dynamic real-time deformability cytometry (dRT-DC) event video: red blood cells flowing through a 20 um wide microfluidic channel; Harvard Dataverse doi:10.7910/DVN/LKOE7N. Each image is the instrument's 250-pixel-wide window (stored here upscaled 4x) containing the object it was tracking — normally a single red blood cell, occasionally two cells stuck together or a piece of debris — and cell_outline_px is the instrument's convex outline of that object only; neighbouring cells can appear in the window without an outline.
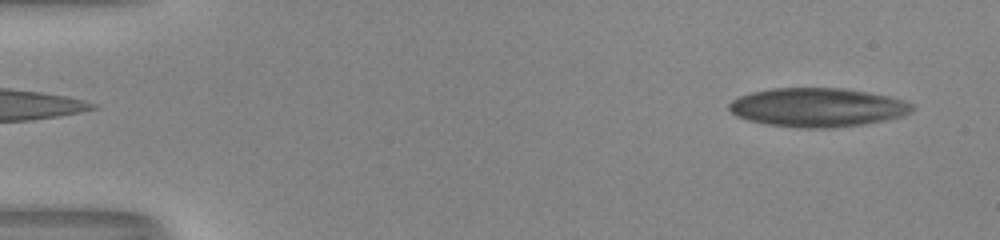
{"species": "human", "species_latin": "Homo sapiens", "temperature_condition": "room temperature", "stored_images_in_passage": 52, "camera_frame_rate_fps": 3000, "um_per_image_px": 0.085, "donor": {"sex": "male"}, "frame": {"image": 1, "passage_image": 3, "time_ms": 0.667, "image_size_px": [1000, 240], "cell_outline_px": [[916, 108], [912, 112], [900, 116], [884, 120], [860, 124], [828, 128], [800, 128], [768, 124], [748, 120], [736, 116], [728, 108], [728, 104], [732, 100], [740, 96], [752, 92], [772, 88], [840, 88], [888, 96], [904, 100], [912, 104]], "centroid_in_image_um": [69.47, 9.13], "position_along_channel_um": 15.5, "area_um2": 41.15}}
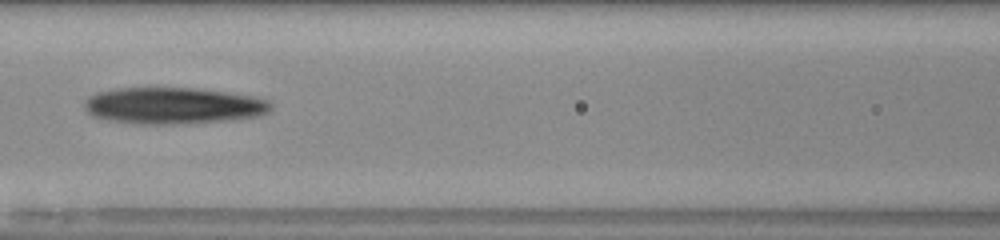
{"frame": {"image": 2, "passage_image": 24, "time_ms": 7.667, "image_size_px": [1000, 240], "cell_outline_px": [[272, 108], [268, 112], [260, 116], [232, 120], [168, 124], [136, 124], [108, 120], [92, 116], [84, 108], [84, 100], [88, 96], [96, 92], [120, 88], [196, 88], [252, 96], [268, 100], [272, 104]], "centroid_in_image_um": [14.7, 8.98], "position_along_channel_um": 151.9, "area_um2": 39.82}}
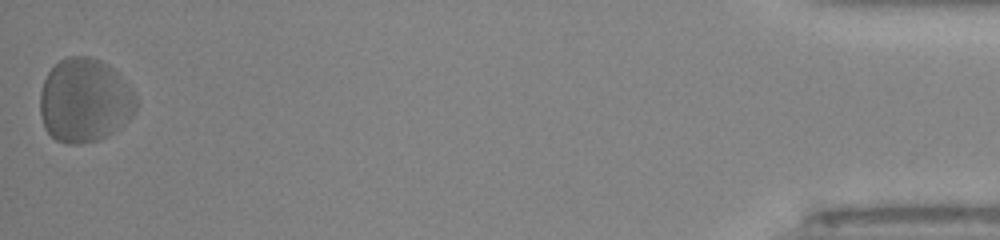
{"frame": {"image": 3, "passage_image": 52, "time_ms": 17.0, "image_size_px": [1000, 240], "cell_outline_px": [[136, 112], [120, 128], [108, 136], [96, 140], [80, 144], [68, 144], [56, 140], [44, 128], [40, 116], [40, 92], [44, 80], [48, 72], [60, 60], [68, 56], [88, 56], [100, 60], [108, 64], [120, 76], [136, 96]], "centroid_in_image_um": [7.18, 8.55], "position_along_channel_um": 428.0, "area_um2": 47.16}, "authors_computed_cell_mechanics": {"area_um2": 40.9802, "velocity_mm_per_s": 3.9401, "shape_relaxation_time_tau1_ms": null, "shape_relaxation_time_tau2_ms": 3.3019, "deformation_change_tau1": null, "deformation_change_tau2": 0.1175}}